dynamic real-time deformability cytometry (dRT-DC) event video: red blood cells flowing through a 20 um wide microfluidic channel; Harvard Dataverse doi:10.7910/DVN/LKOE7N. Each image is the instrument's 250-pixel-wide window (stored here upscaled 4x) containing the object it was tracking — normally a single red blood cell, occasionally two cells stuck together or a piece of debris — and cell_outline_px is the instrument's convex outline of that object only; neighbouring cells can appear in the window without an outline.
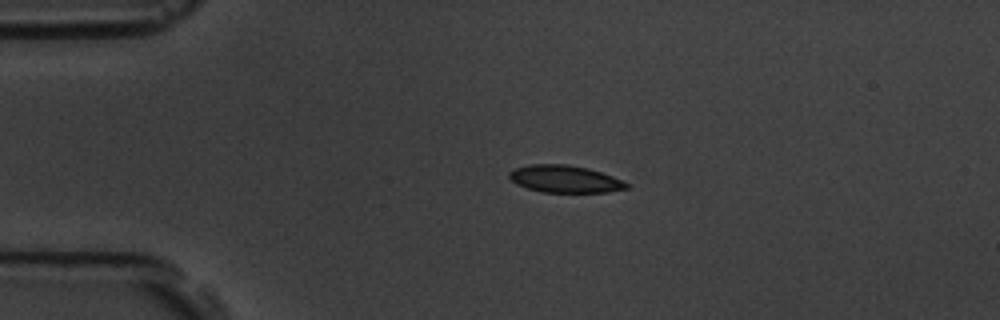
{"species": "common noctule bat (a hibernating species)", "species_latin": "Nyctalus noctula", "temperature_condition": "room temperature", "stored_images_in_passage": 3, "camera_frame_rate_fps": 3000, "um_per_image_px": 0.085, "animal": {"sex": "male", "body_mass_g": 19.5, "forearm_length_mm": 54.6}, "frame": {"image": 1, "passage_image": 2, "time_ms": 1.333, "image_size_px": [1000, 320], "cell_outline_px": [[628, 188], [608, 192], [540, 192], [516, 184], [508, 176], [508, 172], [512, 168], [532, 164], [568, 164], [588, 168], [612, 176], [628, 184]], "centroid_in_image_um": [47.96, 15.21], "position_along_channel_um": 37.0, "area_um2": 18.61}}